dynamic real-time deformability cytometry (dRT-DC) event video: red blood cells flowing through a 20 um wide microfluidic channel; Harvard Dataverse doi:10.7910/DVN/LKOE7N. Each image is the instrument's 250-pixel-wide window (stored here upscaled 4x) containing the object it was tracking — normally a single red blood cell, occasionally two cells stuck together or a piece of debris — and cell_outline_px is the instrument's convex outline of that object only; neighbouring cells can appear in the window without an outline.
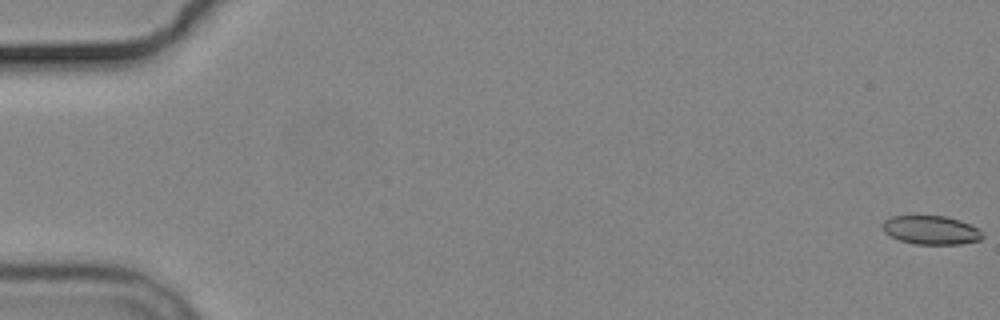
{"species": "common noctule bat (a hibernating species)", "species_latin": "Nyctalus noctula", "temperature_condition": "cold", "stored_images_in_passage": 7, "camera_frame_rate_fps": 3000, "um_per_image_px": 0.085, "animal": {"sex": "male", "body_mass_g": 19.2, "forearm_length_mm": 51.8}, "frame": {"image": 1, "passage_image": 1, "time_ms": 0.0, "image_size_px": [1000, 320], "cell_outline_px": [[984, 236], [980, 240], [960, 244], [916, 244], [900, 240], [884, 232], [884, 220], [892, 216], [944, 216], [960, 220], [984, 232]], "centroid_in_image_um": [79.17, 19.56], "position_along_channel_um": 5.8, "area_um2": 16.53}}